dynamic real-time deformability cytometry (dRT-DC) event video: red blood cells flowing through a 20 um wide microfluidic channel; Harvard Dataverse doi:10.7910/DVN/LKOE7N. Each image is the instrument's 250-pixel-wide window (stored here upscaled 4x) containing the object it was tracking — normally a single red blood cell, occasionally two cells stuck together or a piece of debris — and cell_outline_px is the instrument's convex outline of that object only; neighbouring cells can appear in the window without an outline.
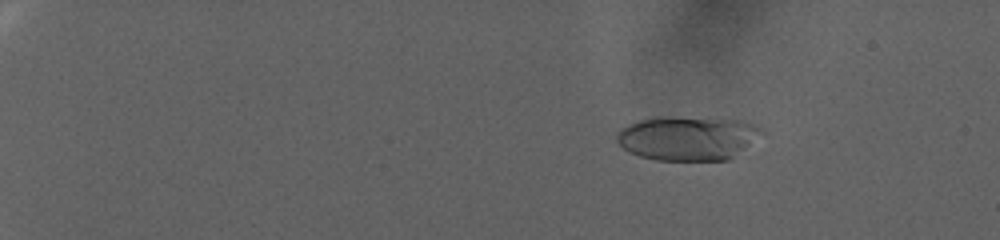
{"species": "human", "species_latin": "Homo sapiens", "temperature_condition": "warm", "stored_images_in_passage": 98, "camera_frame_rate_fps": 3000, "um_per_image_px": 0.085, "donor": {"sex": "female"}, "frame": {"image": 1, "passage_image": 18, "time_ms": 5.667, "image_size_px": [1000, 240], "cell_outline_px": [[768, 136], [728, 160], [656, 160], [640, 156], [624, 148], [616, 140], [616, 132], [620, 128], [628, 124], [652, 116], [672, 116], [740, 120], [756, 124], [764, 128], [768, 132]], "centroid_in_image_um": [58.58, 11.72], "position_along_channel_um": 26.4, "area_um2": 38.44}}
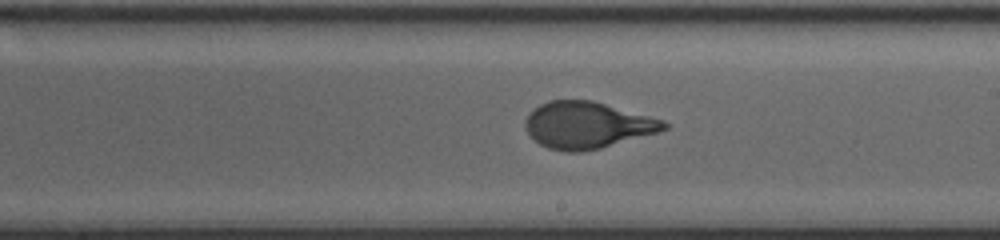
{"frame": {"image": 2, "passage_image": 65, "time_ms": 21.333, "image_size_px": [1000, 240], "cell_outline_px": [[672, 124], [668, 128], [656, 132], [600, 148], [580, 152], [564, 152], [548, 148], [540, 144], [528, 132], [524, 124], [524, 120], [528, 112], [540, 104], [548, 100], [592, 100], [664, 120]], "centroid_in_image_um": [49.89, 10.62], "position_along_channel_um": 239.1, "area_um2": 37.57}}
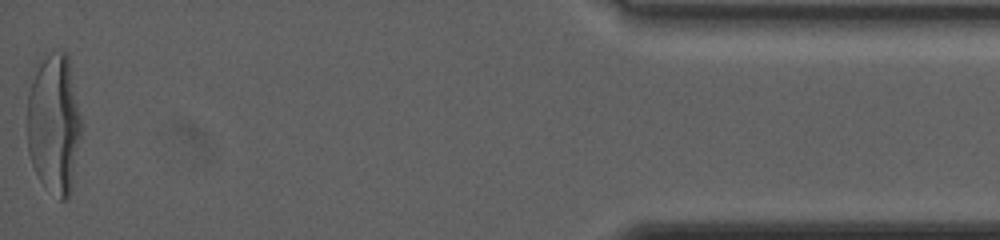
{"frame": {"image": 3, "passage_image": 98, "time_ms": 32.333, "image_size_px": [1000, 240], "cell_outline_px": [[80, 136], [72, 188], [68, 196], [64, 200], [60, 200], [40, 180], [32, 164], [28, 152], [28, 92], [32, 80], [40, 64], [52, 52], [68, 52], [80, 116]], "centroid_in_image_um": [4.6, 10.55], "position_along_channel_um": 430.6, "area_um2": 43.41}, "authors_computed_cell_mechanics": {"area_um2": 38.0035, "velocity_mm_per_s": 2.3183, "shape_relaxation_time_tau1_ms": 7.94, "shape_relaxation_time_tau2_ms": null, "deformation_change_tau1": 0.2641, "deformation_change_tau2": null}}